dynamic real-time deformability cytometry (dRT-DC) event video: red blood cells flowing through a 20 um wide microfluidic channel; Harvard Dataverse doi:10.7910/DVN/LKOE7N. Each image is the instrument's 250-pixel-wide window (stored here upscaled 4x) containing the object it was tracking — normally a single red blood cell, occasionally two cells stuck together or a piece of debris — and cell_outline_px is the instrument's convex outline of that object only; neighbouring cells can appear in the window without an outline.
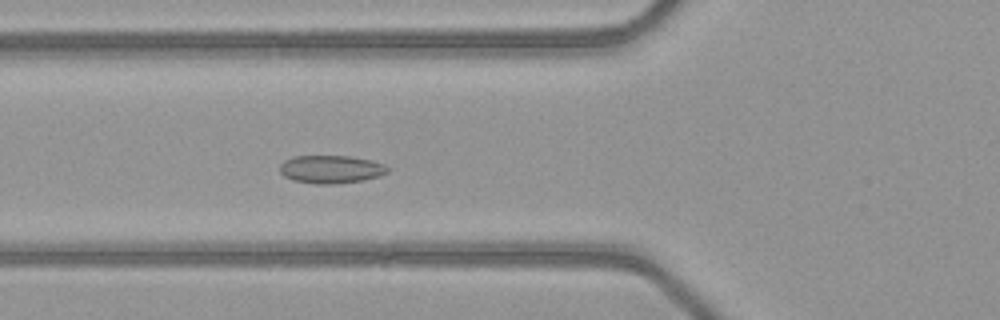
{"species": "common noctule bat (a hibernating species)", "species_latin": "Nyctalus noctula", "temperature_condition": "warm", "stored_images_in_passage": 52, "camera_frame_rate_fps": 3000, "um_per_image_px": 0.085, "animal": {"sex": "female", "body_mass_g": 21.9}, "frame": {"image": 1, "passage_image": 20, "time_ms": 6.333, "image_size_px": [1000, 320], "cell_outline_px": [[388, 172], [380, 176], [364, 180], [332, 184], [316, 184], [292, 180], [284, 176], [280, 172], [280, 164], [284, 160], [292, 156], [352, 156], [372, 160], [384, 164], [388, 168]], "centroid_in_image_um": [28.13, 14.38], "position_along_channel_um": 97.7, "area_um2": 17.74}}
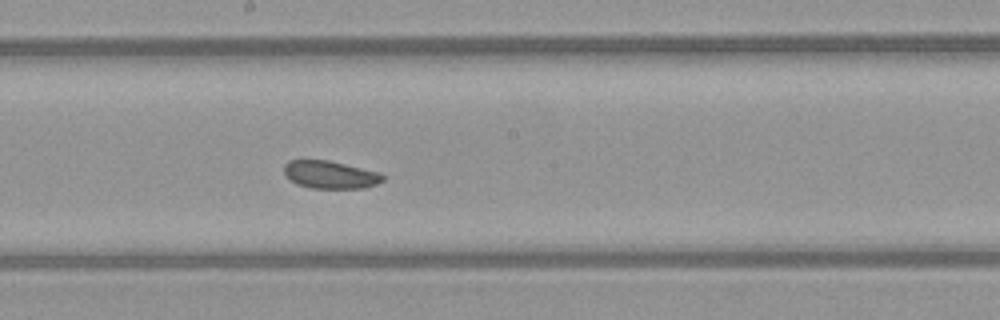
{"frame": {"image": 2, "passage_image": 29, "time_ms": 9.333, "image_size_px": [1000, 320], "cell_outline_px": [[384, 180], [376, 184], [364, 188], [312, 188], [296, 184], [284, 172], [284, 164], [288, 160], [328, 160], [380, 172], [384, 176]], "centroid_in_image_um": [28.08, 14.84], "position_along_channel_um": 220.1, "area_um2": 15.9}}
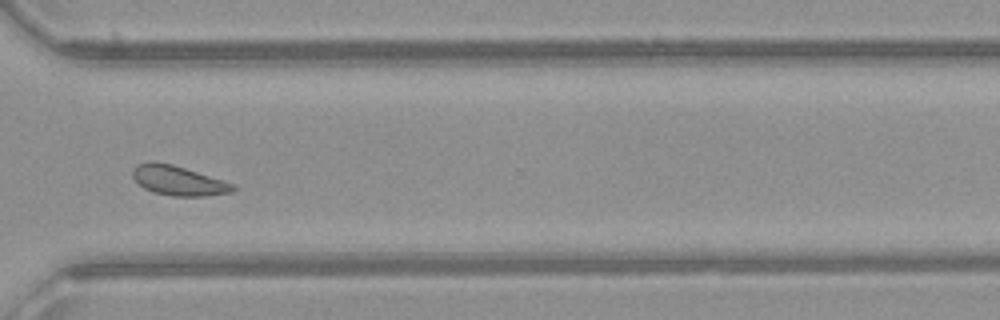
{"frame": {"image": 3, "passage_image": 39, "time_ms": 12.667, "image_size_px": [1000, 320], "cell_outline_px": [[236, 188], [232, 192], [208, 196], [172, 196], [156, 192], [144, 188], [132, 176], [132, 172], [136, 164], [152, 160], [172, 164], [224, 180], [236, 184]], "centroid_in_image_um": [15.19, 15.34], "position_along_channel_um": 355.4, "area_um2": 17.4}, "authors_computed_cell_mechanics": {"area_um2": 17.6579, "velocity_mm_per_s": 4.0641, "shape_relaxation_time_tau1_ms": 0.8739, "shape_relaxation_time_tau2_ms": null, "deformation_change_tau1": 0.0497, "deformation_change_tau2": null}}